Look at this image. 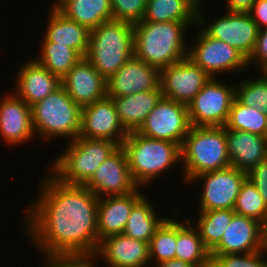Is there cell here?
<instances>
[{
	"label": "cell",
	"mask_w": 267,
	"mask_h": 267,
	"mask_svg": "<svg viewBox=\"0 0 267 267\" xmlns=\"http://www.w3.org/2000/svg\"><path fill=\"white\" fill-rule=\"evenodd\" d=\"M156 266L157 267H195L194 265H192L188 262H184V261L177 260V259L159 262V263H157Z\"/></svg>",
	"instance_id": "cell-43"
},
{
	"label": "cell",
	"mask_w": 267,
	"mask_h": 267,
	"mask_svg": "<svg viewBox=\"0 0 267 267\" xmlns=\"http://www.w3.org/2000/svg\"><path fill=\"white\" fill-rule=\"evenodd\" d=\"M247 179L258 189L267 206V159L253 167Z\"/></svg>",
	"instance_id": "cell-38"
},
{
	"label": "cell",
	"mask_w": 267,
	"mask_h": 267,
	"mask_svg": "<svg viewBox=\"0 0 267 267\" xmlns=\"http://www.w3.org/2000/svg\"><path fill=\"white\" fill-rule=\"evenodd\" d=\"M138 190L125 195L99 198L97 228L100 241L107 236L123 233L131 210L144 195Z\"/></svg>",
	"instance_id": "cell-21"
},
{
	"label": "cell",
	"mask_w": 267,
	"mask_h": 267,
	"mask_svg": "<svg viewBox=\"0 0 267 267\" xmlns=\"http://www.w3.org/2000/svg\"><path fill=\"white\" fill-rule=\"evenodd\" d=\"M27 212V231L44 257H92L100 240L99 198L81 185L61 183L51 173Z\"/></svg>",
	"instance_id": "cell-1"
},
{
	"label": "cell",
	"mask_w": 267,
	"mask_h": 267,
	"mask_svg": "<svg viewBox=\"0 0 267 267\" xmlns=\"http://www.w3.org/2000/svg\"><path fill=\"white\" fill-rule=\"evenodd\" d=\"M234 212L260 222H267V206L258 189L246 178L241 184Z\"/></svg>",
	"instance_id": "cell-33"
},
{
	"label": "cell",
	"mask_w": 267,
	"mask_h": 267,
	"mask_svg": "<svg viewBox=\"0 0 267 267\" xmlns=\"http://www.w3.org/2000/svg\"><path fill=\"white\" fill-rule=\"evenodd\" d=\"M263 255L267 256L264 249L253 253L210 254V267H267Z\"/></svg>",
	"instance_id": "cell-36"
},
{
	"label": "cell",
	"mask_w": 267,
	"mask_h": 267,
	"mask_svg": "<svg viewBox=\"0 0 267 267\" xmlns=\"http://www.w3.org/2000/svg\"><path fill=\"white\" fill-rule=\"evenodd\" d=\"M98 255L109 267H144L151 262L149 243L129 238L124 233L102 239L93 258Z\"/></svg>",
	"instance_id": "cell-19"
},
{
	"label": "cell",
	"mask_w": 267,
	"mask_h": 267,
	"mask_svg": "<svg viewBox=\"0 0 267 267\" xmlns=\"http://www.w3.org/2000/svg\"><path fill=\"white\" fill-rule=\"evenodd\" d=\"M191 226L190 219L186 223L176 221L175 259L188 262L195 267H210V251L204 246L198 229Z\"/></svg>",
	"instance_id": "cell-28"
},
{
	"label": "cell",
	"mask_w": 267,
	"mask_h": 267,
	"mask_svg": "<svg viewBox=\"0 0 267 267\" xmlns=\"http://www.w3.org/2000/svg\"><path fill=\"white\" fill-rule=\"evenodd\" d=\"M264 226L249 217L235 213L221 241L210 254L253 253L263 250Z\"/></svg>",
	"instance_id": "cell-18"
},
{
	"label": "cell",
	"mask_w": 267,
	"mask_h": 267,
	"mask_svg": "<svg viewBox=\"0 0 267 267\" xmlns=\"http://www.w3.org/2000/svg\"><path fill=\"white\" fill-rule=\"evenodd\" d=\"M107 97H123L160 88V70L133 56L106 83Z\"/></svg>",
	"instance_id": "cell-16"
},
{
	"label": "cell",
	"mask_w": 267,
	"mask_h": 267,
	"mask_svg": "<svg viewBox=\"0 0 267 267\" xmlns=\"http://www.w3.org/2000/svg\"><path fill=\"white\" fill-rule=\"evenodd\" d=\"M104 79L86 57L81 59L61 78V86L81 107L107 96Z\"/></svg>",
	"instance_id": "cell-17"
},
{
	"label": "cell",
	"mask_w": 267,
	"mask_h": 267,
	"mask_svg": "<svg viewBox=\"0 0 267 267\" xmlns=\"http://www.w3.org/2000/svg\"><path fill=\"white\" fill-rule=\"evenodd\" d=\"M16 77V95L29 106L41 101L61 86V79L35 59L26 61Z\"/></svg>",
	"instance_id": "cell-23"
},
{
	"label": "cell",
	"mask_w": 267,
	"mask_h": 267,
	"mask_svg": "<svg viewBox=\"0 0 267 267\" xmlns=\"http://www.w3.org/2000/svg\"><path fill=\"white\" fill-rule=\"evenodd\" d=\"M198 212L199 219L197 222L196 220L192 222V225L194 227L196 225L204 246L211 251L221 241L223 233L230 224L235 212L231 209Z\"/></svg>",
	"instance_id": "cell-31"
},
{
	"label": "cell",
	"mask_w": 267,
	"mask_h": 267,
	"mask_svg": "<svg viewBox=\"0 0 267 267\" xmlns=\"http://www.w3.org/2000/svg\"><path fill=\"white\" fill-rule=\"evenodd\" d=\"M197 35L193 48L188 51V58L210 77L214 78L216 73L248 67V60L226 42L210 37L202 28Z\"/></svg>",
	"instance_id": "cell-12"
},
{
	"label": "cell",
	"mask_w": 267,
	"mask_h": 267,
	"mask_svg": "<svg viewBox=\"0 0 267 267\" xmlns=\"http://www.w3.org/2000/svg\"><path fill=\"white\" fill-rule=\"evenodd\" d=\"M45 38L51 42L67 45L81 57L88 51L90 31L77 22L68 19L52 5Z\"/></svg>",
	"instance_id": "cell-26"
},
{
	"label": "cell",
	"mask_w": 267,
	"mask_h": 267,
	"mask_svg": "<svg viewBox=\"0 0 267 267\" xmlns=\"http://www.w3.org/2000/svg\"><path fill=\"white\" fill-rule=\"evenodd\" d=\"M190 128L187 106L162 97L137 132L181 147Z\"/></svg>",
	"instance_id": "cell-9"
},
{
	"label": "cell",
	"mask_w": 267,
	"mask_h": 267,
	"mask_svg": "<svg viewBox=\"0 0 267 267\" xmlns=\"http://www.w3.org/2000/svg\"><path fill=\"white\" fill-rule=\"evenodd\" d=\"M247 178V173L233 166L220 170L201 173L190 182L203 180V192L200 198V211L216 209L233 210L241 184Z\"/></svg>",
	"instance_id": "cell-11"
},
{
	"label": "cell",
	"mask_w": 267,
	"mask_h": 267,
	"mask_svg": "<svg viewBox=\"0 0 267 267\" xmlns=\"http://www.w3.org/2000/svg\"><path fill=\"white\" fill-rule=\"evenodd\" d=\"M257 0H227V11L249 13Z\"/></svg>",
	"instance_id": "cell-42"
},
{
	"label": "cell",
	"mask_w": 267,
	"mask_h": 267,
	"mask_svg": "<svg viewBox=\"0 0 267 267\" xmlns=\"http://www.w3.org/2000/svg\"><path fill=\"white\" fill-rule=\"evenodd\" d=\"M128 134L112 98L106 96L82 107L80 137L110 140L120 146Z\"/></svg>",
	"instance_id": "cell-15"
},
{
	"label": "cell",
	"mask_w": 267,
	"mask_h": 267,
	"mask_svg": "<svg viewBox=\"0 0 267 267\" xmlns=\"http://www.w3.org/2000/svg\"><path fill=\"white\" fill-rule=\"evenodd\" d=\"M201 0H147L140 22H198Z\"/></svg>",
	"instance_id": "cell-27"
},
{
	"label": "cell",
	"mask_w": 267,
	"mask_h": 267,
	"mask_svg": "<svg viewBox=\"0 0 267 267\" xmlns=\"http://www.w3.org/2000/svg\"><path fill=\"white\" fill-rule=\"evenodd\" d=\"M225 127L229 130L246 131L267 137V113L245 106L235 98Z\"/></svg>",
	"instance_id": "cell-32"
},
{
	"label": "cell",
	"mask_w": 267,
	"mask_h": 267,
	"mask_svg": "<svg viewBox=\"0 0 267 267\" xmlns=\"http://www.w3.org/2000/svg\"><path fill=\"white\" fill-rule=\"evenodd\" d=\"M176 220L167 218L156 230L149 243L150 260L156 263L175 259Z\"/></svg>",
	"instance_id": "cell-34"
},
{
	"label": "cell",
	"mask_w": 267,
	"mask_h": 267,
	"mask_svg": "<svg viewBox=\"0 0 267 267\" xmlns=\"http://www.w3.org/2000/svg\"><path fill=\"white\" fill-rule=\"evenodd\" d=\"M143 196L131 210L128 222L123 230V233L129 238H134L146 243H150L156 230L166 220L159 218L155 214L154 207L151 202Z\"/></svg>",
	"instance_id": "cell-29"
},
{
	"label": "cell",
	"mask_w": 267,
	"mask_h": 267,
	"mask_svg": "<svg viewBox=\"0 0 267 267\" xmlns=\"http://www.w3.org/2000/svg\"><path fill=\"white\" fill-rule=\"evenodd\" d=\"M40 56L35 60L60 79L81 59V56L67 45L43 38Z\"/></svg>",
	"instance_id": "cell-30"
},
{
	"label": "cell",
	"mask_w": 267,
	"mask_h": 267,
	"mask_svg": "<svg viewBox=\"0 0 267 267\" xmlns=\"http://www.w3.org/2000/svg\"><path fill=\"white\" fill-rule=\"evenodd\" d=\"M263 249H264L265 253H267V222L264 225Z\"/></svg>",
	"instance_id": "cell-44"
},
{
	"label": "cell",
	"mask_w": 267,
	"mask_h": 267,
	"mask_svg": "<svg viewBox=\"0 0 267 267\" xmlns=\"http://www.w3.org/2000/svg\"><path fill=\"white\" fill-rule=\"evenodd\" d=\"M53 6L89 31L101 23L113 20L111 0H57Z\"/></svg>",
	"instance_id": "cell-25"
},
{
	"label": "cell",
	"mask_w": 267,
	"mask_h": 267,
	"mask_svg": "<svg viewBox=\"0 0 267 267\" xmlns=\"http://www.w3.org/2000/svg\"><path fill=\"white\" fill-rule=\"evenodd\" d=\"M84 186L98 198L125 195L137 189L122 145L95 170Z\"/></svg>",
	"instance_id": "cell-14"
},
{
	"label": "cell",
	"mask_w": 267,
	"mask_h": 267,
	"mask_svg": "<svg viewBox=\"0 0 267 267\" xmlns=\"http://www.w3.org/2000/svg\"><path fill=\"white\" fill-rule=\"evenodd\" d=\"M134 56V28L126 21L110 20L90 31L86 58L106 80Z\"/></svg>",
	"instance_id": "cell-3"
},
{
	"label": "cell",
	"mask_w": 267,
	"mask_h": 267,
	"mask_svg": "<svg viewBox=\"0 0 267 267\" xmlns=\"http://www.w3.org/2000/svg\"><path fill=\"white\" fill-rule=\"evenodd\" d=\"M249 14L259 30L267 28V0H257Z\"/></svg>",
	"instance_id": "cell-41"
},
{
	"label": "cell",
	"mask_w": 267,
	"mask_h": 267,
	"mask_svg": "<svg viewBox=\"0 0 267 267\" xmlns=\"http://www.w3.org/2000/svg\"><path fill=\"white\" fill-rule=\"evenodd\" d=\"M122 147L131 176L138 187L140 184H149L181 159V147L178 144L149 138L137 131L129 132Z\"/></svg>",
	"instance_id": "cell-5"
},
{
	"label": "cell",
	"mask_w": 267,
	"mask_h": 267,
	"mask_svg": "<svg viewBox=\"0 0 267 267\" xmlns=\"http://www.w3.org/2000/svg\"><path fill=\"white\" fill-rule=\"evenodd\" d=\"M45 267H95L92 257H46ZM97 267V266H96Z\"/></svg>",
	"instance_id": "cell-39"
},
{
	"label": "cell",
	"mask_w": 267,
	"mask_h": 267,
	"mask_svg": "<svg viewBox=\"0 0 267 267\" xmlns=\"http://www.w3.org/2000/svg\"><path fill=\"white\" fill-rule=\"evenodd\" d=\"M253 62L254 64L255 62L258 63L262 72L267 69V28H263L258 32L256 47L248 60V65Z\"/></svg>",
	"instance_id": "cell-40"
},
{
	"label": "cell",
	"mask_w": 267,
	"mask_h": 267,
	"mask_svg": "<svg viewBox=\"0 0 267 267\" xmlns=\"http://www.w3.org/2000/svg\"><path fill=\"white\" fill-rule=\"evenodd\" d=\"M31 107L32 124L35 135L49 142L52 137L79 136L81 128V109L60 86L53 93Z\"/></svg>",
	"instance_id": "cell-7"
},
{
	"label": "cell",
	"mask_w": 267,
	"mask_h": 267,
	"mask_svg": "<svg viewBox=\"0 0 267 267\" xmlns=\"http://www.w3.org/2000/svg\"><path fill=\"white\" fill-rule=\"evenodd\" d=\"M119 147L110 140L78 136L55 159L51 174L61 183L84 186L95 170Z\"/></svg>",
	"instance_id": "cell-6"
},
{
	"label": "cell",
	"mask_w": 267,
	"mask_h": 267,
	"mask_svg": "<svg viewBox=\"0 0 267 267\" xmlns=\"http://www.w3.org/2000/svg\"><path fill=\"white\" fill-rule=\"evenodd\" d=\"M259 78L244 80L235 87V98L245 106L267 113V74L263 71Z\"/></svg>",
	"instance_id": "cell-35"
},
{
	"label": "cell",
	"mask_w": 267,
	"mask_h": 267,
	"mask_svg": "<svg viewBox=\"0 0 267 267\" xmlns=\"http://www.w3.org/2000/svg\"><path fill=\"white\" fill-rule=\"evenodd\" d=\"M186 182L204 172L231 166L225 126H191L181 146Z\"/></svg>",
	"instance_id": "cell-4"
},
{
	"label": "cell",
	"mask_w": 267,
	"mask_h": 267,
	"mask_svg": "<svg viewBox=\"0 0 267 267\" xmlns=\"http://www.w3.org/2000/svg\"><path fill=\"white\" fill-rule=\"evenodd\" d=\"M201 7L198 6V24L212 38L224 41L238 50L247 60L253 54L259 28L249 13L227 11L214 23L206 26ZM203 24V27H202ZM205 26V27H204Z\"/></svg>",
	"instance_id": "cell-10"
},
{
	"label": "cell",
	"mask_w": 267,
	"mask_h": 267,
	"mask_svg": "<svg viewBox=\"0 0 267 267\" xmlns=\"http://www.w3.org/2000/svg\"><path fill=\"white\" fill-rule=\"evenodd\" d=\"M235 99V86L210 77L187 105L191 126H225Z\"/></svg>",
	"instance_id": "cell-8"
},
{
	"label": "cell",
	"mask_w": 267,
	"mask_h": 267,
	"mask_svg": "<svg viewBox=\"0 0 267 267\" xmlns=\"http://www.w3.org/2000/svg\"><path fill=\"white\" fill-rule=\"evenodd\" d=\"M163 97L161 87L123 97H113L119 119L128 132L137 131Z\"/></svg>",
	"instance_id": "cell-24"
},
{
	"label": "cell",
	"mask_w": 267,
	"mask_h": 267,
	"mask_svg": "<svg viewBox=\"0 0 267 267\" xmlns=\"http://www.w3.org/2000/svg\"><path fill=\"white\" fill-rule=\"evenodd\" d=\"M210 76L186 57L160 70L163 98L188 105L200 92Z\"/></svg>",
	"instance_id": "cell-13"
},
{
	"label": "cell",
	"mask_w": 267,
	"mask_h": 267,
	"mask_svg": "<svg viewBox=\"0 0 267 267\" xmlns=\"http://www.w3.org/2000/svg\"><path fill=\"white\" fill-rule=\"evenodd\" d=\"M196 22H138L134 28V56L159 70L188 57L185 32ZM184 37V38H183Z\"/></svg>",
	"instance_id": "cell-2"
},
{
	"label": "cell",
	"mask_w": 267,
	"mask_h": 267,
	"mask_svg": "<svg viewBox=\"0 0 267 267\" xmlns=\"http://www.w3.org/2000/svg\"><path fill=\"white\" fill-rule=\"evenodd\" d=\"M31 107L13 93L0 100V135L7 145L23 144L34 136Z\"/></svg>",
	"instance_id": "cell-20"
},
{
	"label": "cell",
	"mask_w": 267,
	"mask_h": 267,
	"mask_svg": "<svg viewBox=\"0 0 267 267\" xmlns=\"http://www.w3.org/2000/svg\"><path fill=\"white\" fill-rule=\"evenodd\" d=\"M147 0H111L113 20L132 24L142 21Z\"/></svg>",
	"instance_id": "cell-37"
},
{
	"label": "cell",
	"mask_w": 267,
	"mask_h": 267,
	"mask_svg": "<svg viewBox=\"0 0 267 267\" xmlns=\"http://www.w3.org/2000/svg\"><path fill=\"white\" fill-rule=\"evenodd\" d=\"M231 166L248 173L267 159V137L225 127Z\"/></svg>",
	"instance_id": "cell-22"
}]
</instances>
